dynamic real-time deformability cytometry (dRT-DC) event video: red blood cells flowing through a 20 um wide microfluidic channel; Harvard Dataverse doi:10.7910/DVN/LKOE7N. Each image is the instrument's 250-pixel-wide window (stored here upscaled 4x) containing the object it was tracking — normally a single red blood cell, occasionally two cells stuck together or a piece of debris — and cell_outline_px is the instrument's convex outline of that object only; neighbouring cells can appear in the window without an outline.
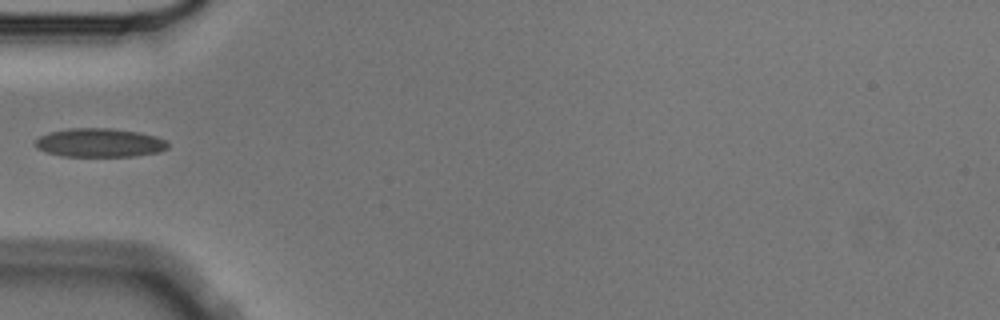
{"species": "Egyptian fruit bat (a non-hibernating species)", "species_latin": "Rousettus aegyptiacus", "temperature_condition": "cold", "stored_images_in_passage": 7, "camera_frame_rate_fps": 3000, "um_per_image_px": 0.085, "animal": {"sex": "male"}, "frame": {"image": 1, "passage_image": 6, "time_ms": 1.667, "image_size_px": [1000, 320], "cell_outline_px": [[168, 148], [160, 152], [136, 156], [60, 156], [44, 152], [36, 148], [36, 140], [40, 136], [52, 132], [68, 128], [112, 128], [140, 132], [156, 136], [164, 140], [168, 144]], "centroid_in_image_um": [8.48, 12.13], "position_along_channel_um": 76.5, "area_um2": 22.31}}
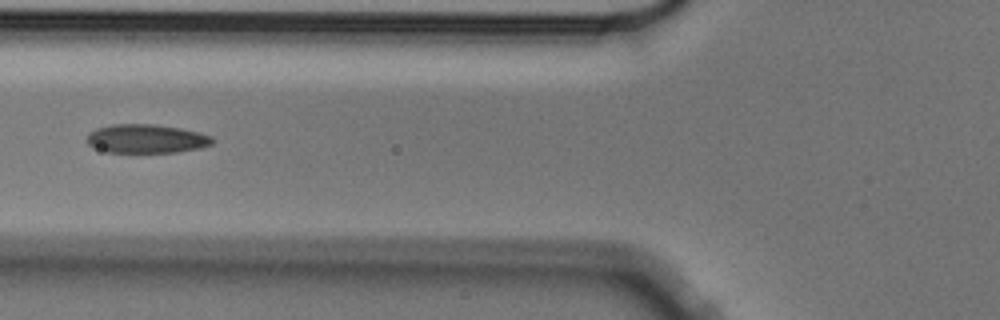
{"frame": {"image": 2, "passage_image": 7, "time_ms": 2.0, "image_size_px": [1000, 320], "cell_outline_px": [[216, 140], [212, 144], [200, 148], [176, 152], [108, 152], [92, 148], [84, 140], [88, 132], [96, 128], [112, 124], [156, 124], [180, 128], [212, 136]], "centroid_in_image_um": [12.39, 11.79], "position_along_channel_um": 113.4, "area_um2": 21.33}}